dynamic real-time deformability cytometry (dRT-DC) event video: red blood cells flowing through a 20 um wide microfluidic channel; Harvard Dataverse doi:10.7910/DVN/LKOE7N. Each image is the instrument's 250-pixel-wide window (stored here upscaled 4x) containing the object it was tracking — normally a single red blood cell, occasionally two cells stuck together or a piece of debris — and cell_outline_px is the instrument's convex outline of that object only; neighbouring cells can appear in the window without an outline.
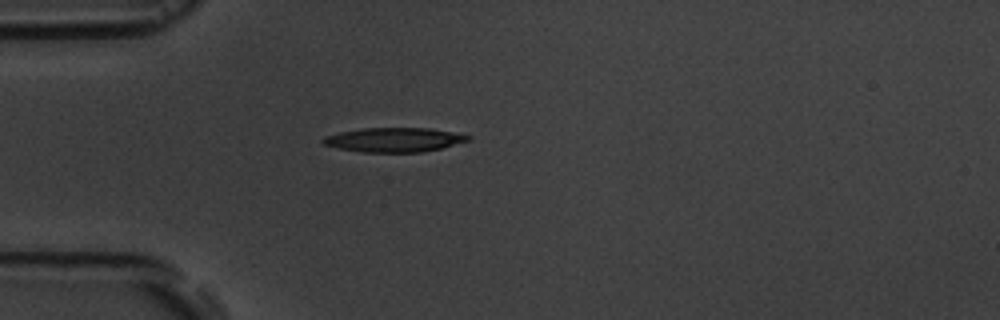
{"species": "common noctule bat (a hibernating species)", "species_latin": "Nyctalus noctula", "temperature_condition": "room temperature", "stored_images_in_passage": 3, "camera_frame_rate_fps": 3000, "um_per_image_px": 0.085, "animal": {"sex": "male", "body_mass_g": 19.5, "forearm_length_mm": 54.6}, "frame": {"image": 1, "passage_image": 3, "time_ms": 3.0, "image_size_px": [1000, 320], "cell_outline_px": [[472, 140], [440, 148], [420, 152], [360, 152], [336, 148], [324, 144], [320, 140], [324, 136], [340, 132], [360, 128], [428, 128], [452, 132], [472, 136]], "centroid_in_image_um": [33.47, 11.88], "position_along_channel_um": 51.5, "area_um2": 20.58}}